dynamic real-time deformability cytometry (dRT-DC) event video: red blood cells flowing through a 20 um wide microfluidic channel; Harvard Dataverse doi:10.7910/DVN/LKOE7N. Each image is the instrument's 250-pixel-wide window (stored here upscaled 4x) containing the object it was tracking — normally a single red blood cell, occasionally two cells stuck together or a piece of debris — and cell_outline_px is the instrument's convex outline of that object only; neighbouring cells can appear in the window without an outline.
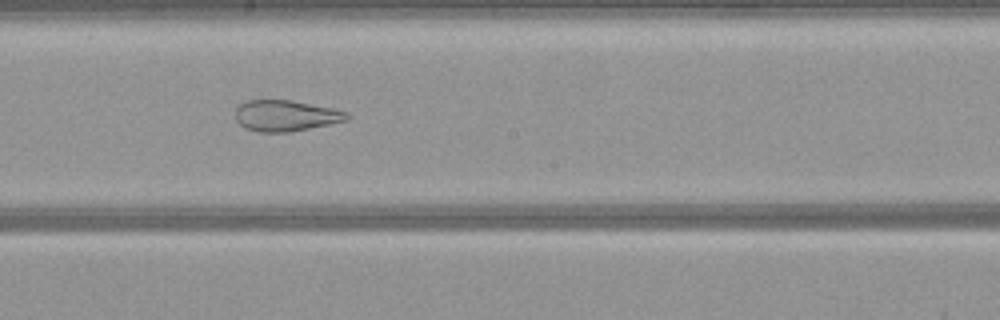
{"species": "common noctule bat (a hibernating species)", "species_latin": "Nyctalus noctula", "temperature_condition": "warm", "stored_images_in_passage": 30, "segment_of_instrument_passage": [1, 2], "camera_frame_rate_fps": 3000, "um_per_image_px": 0.085, "animal": {"sex": "female", "body_mass_g": 21.9}, "frame": {"image": 1, "passage_image": 13, "time_ms": 4.0, "image_size_px": [1000, 320], "cell_outline_px": [[352, 116], [348, 120], [288, 132], [260, 132], [244, 128], [236, 120], [236, 108], [240, 104], [248, 100], [292, 100], [332, 108], [348, 112]], "centroid_in_image_um": [24.29, 9.83], "position_along_channel_um": 223.9, "area_um2": 20.11}}
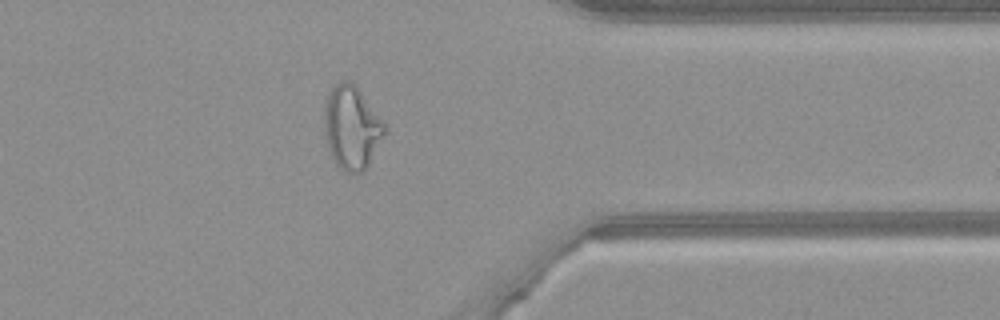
{"frame": {"image": 2, "passage_image": 26, "time_ms": 8.333, "image_size_px": [1000, 320], "cell_outline_px": [[388, 132], [368, 164], [360, 172], [344, 172], [336, 164], [328, 148], [324, 132], [324, 108], [328, 96], [332, 88], [336, 84], [344, 80], [352, 80], [356, 84], [388, 124]], "centroid_in_image_um": [29.95, 10.8], "position_along_channel_um": 381.5, "area_um2": 29.88}}